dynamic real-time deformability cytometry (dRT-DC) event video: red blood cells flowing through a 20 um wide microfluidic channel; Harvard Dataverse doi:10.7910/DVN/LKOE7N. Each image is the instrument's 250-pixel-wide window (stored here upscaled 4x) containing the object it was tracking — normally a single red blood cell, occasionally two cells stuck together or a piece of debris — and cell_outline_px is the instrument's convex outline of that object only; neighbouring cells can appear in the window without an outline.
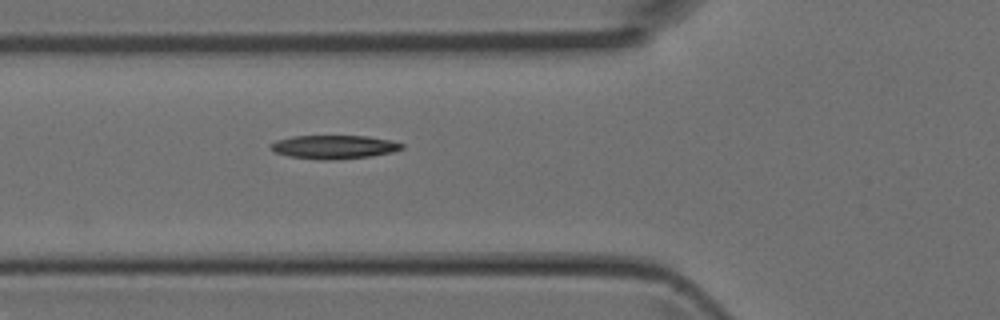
{"species": "Egyptian fruit bat (a non-hibernating species)", "species_latin": "Rousettus aegyptiacus", "temperature_condition": "room temperature", "stored_images_in_passage": 5, "camera_frame_rate_fps": 3000, "um_per_image_px": 0.085, "animal": {"sex": "female"}, "frame": {"image": 1, "passage_image": 5, "time_ms": 1.333, "image_size_px": [1000, 320], "cell_outline_px": [[404, 148], [392, 152], [372, 156], [332, 160], [320, 160], [288, 156], [276, 152], [272, 148], [272, 144], [276, 140], [292, 136], [368, 136], [392, 140], [404, 144]], "centroid_in_image_um": [28.44, 12.49], "position_along_channel_um": 97.4, "area_um2": 18.03}}